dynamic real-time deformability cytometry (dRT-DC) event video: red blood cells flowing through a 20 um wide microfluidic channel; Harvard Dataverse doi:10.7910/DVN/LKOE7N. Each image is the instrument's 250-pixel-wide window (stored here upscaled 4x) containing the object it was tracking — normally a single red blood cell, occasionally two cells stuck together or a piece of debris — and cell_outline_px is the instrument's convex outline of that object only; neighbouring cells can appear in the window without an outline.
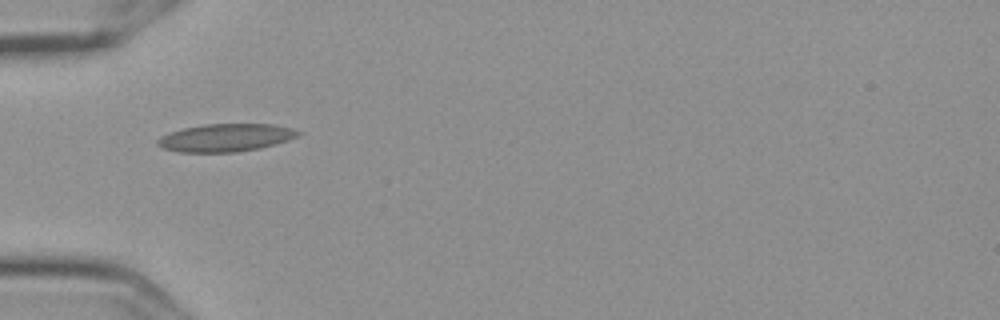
{"species": "Egyptian fruit bat (a non-hibernating species)", "species_latin": "Rousettus aegyptiacus", "temperature_condition": "cold", "stored_images_in_passage": 4, "camera_frame_rate_fps": 3000, "um_per_image_px": 0.085, "frame": {"image": 1, "passage_image": 1, "time_ms": 0.0, "image_size_px": [1000, 320], "cell_outline_px": [[304, 132], [288, 140], [260, 148], [236, 152], [180, 152], [160, 148], [156, 144], [156, 140], [160, 136], [168, 132], [184, 128], [204, 124], [272, 124], [292, 128]], "centroid_in_image_um": [19.14, 11.7], "position_along_channel_um": 65.9, "area_um2": 22.89}}
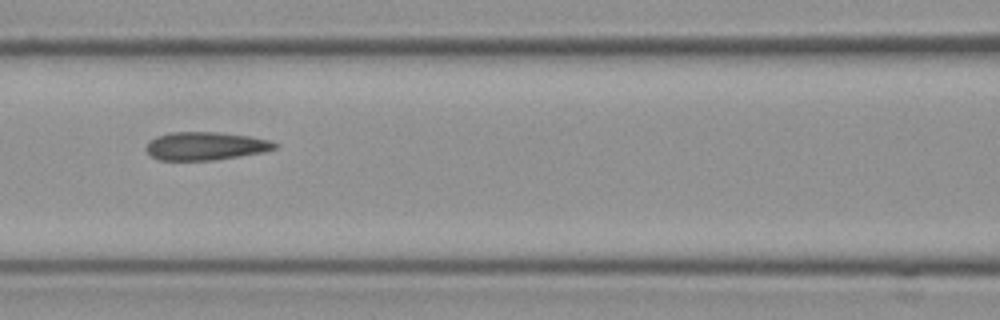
{"frame": {"image": 2, "passage_image": 3, "time_ms": 0.667, "image_size_px": [1000, 320], "cell_outline_px": [[280, 144], [276, 148], [260, 152], [212, 160], [160, 160], [152, 156], [144, 148], [148, 140], [156, 136], [172, 132], [216, 132], [248, 136], [268, 140]], "centroid_in_image_um": [17.4, 12.4], "position_along_channel_um": 149.2, "area_um2": 20.87}}
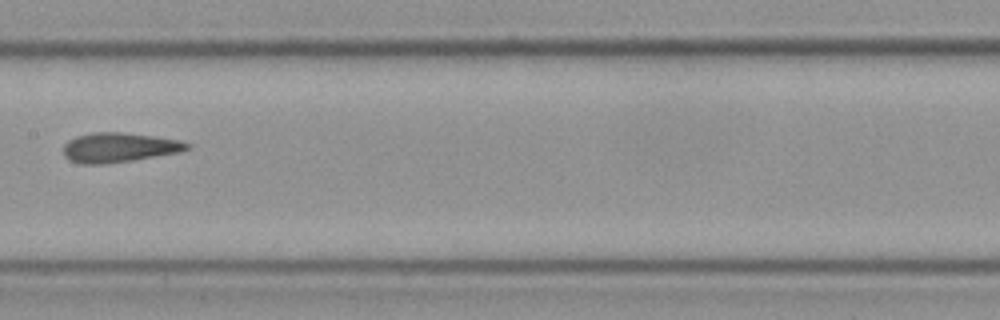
{"frame": {"image": 3, "passage_image": 4, "time_ms": 1.0, "image_size_px": [1000, 320], "cell_outline_px": [[192, 148], [180, 152], [132, 160], [104, 164], [80, 164], [68, 160], [64, 156], [64, 144], [68, 140], [76, 136], [92, 132], [124, 132], [180, 140], [192, 144]], "centroid_in_image_um": [10.12, 12.53], "position_along_channel_um": 197.3, "area_um2": 21.5}}